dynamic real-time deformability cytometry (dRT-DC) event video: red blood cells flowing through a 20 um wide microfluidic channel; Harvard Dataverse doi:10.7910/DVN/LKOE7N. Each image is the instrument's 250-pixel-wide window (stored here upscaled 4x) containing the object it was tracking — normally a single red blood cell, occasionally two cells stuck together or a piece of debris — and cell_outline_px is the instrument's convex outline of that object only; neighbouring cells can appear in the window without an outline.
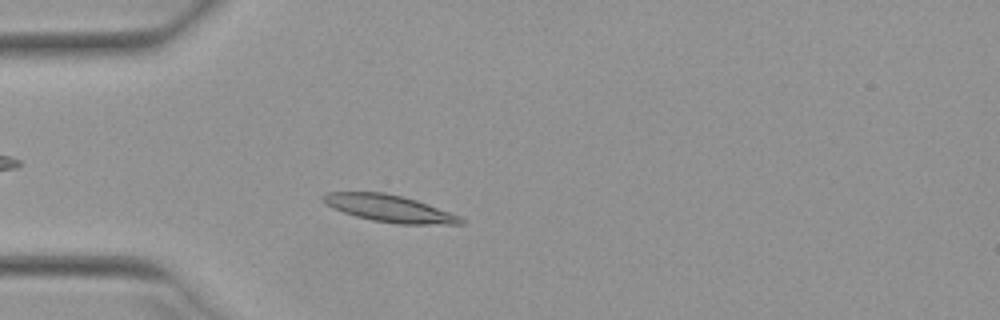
{"species": "Egyptian fruit bat (a non-hibernating species)", "species_latin": "Rousettus aegyptiacus", "temperature_condition": "warm", "stored_images_in_passage": 46, "camera_frame_rate_fps": 3000, "um_per_image_px": 0.085, "animal": {"sex": "female"}, "frame": {"image": 1, "passage_image": 9, "time_ms": 2.667, "image_size_px": [1000, 320], "cell_outline_px": [[464, 224], [396, 224], [372, 220], [356, 216], [332, 208], [324, 204], [320, 200], [320, 196], [328, 192], [384, 192], [416, 200], [460, 216], [464, 220]], "centroid_in_image_um": [33.04, 17.71], "position_along_channel_um": 52.0, "area_um2": 21.62}}
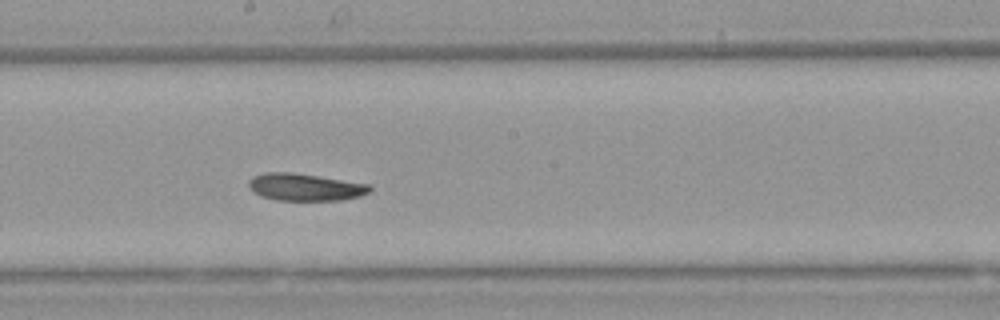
{"frame": {"image": 2, "passage_image": 23, "time_ms": 7.333, "image_size_px": [1000, 320], "cell_outline_px": [[372, 188], [368, 192], [360, 196], [340, 200], [276, 200], [260, 196], [248, 184], [248, 180], [252, 176], [264, 172], [292, 172], [372, 184]], "centroid_in_image_um": [25.95, 15.89], "position_along_channel_um": 222.3, "area_um2": 19.25}}
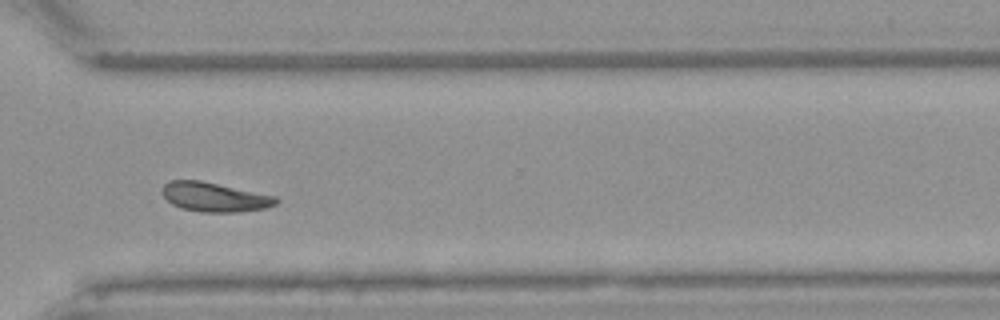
{"frame": {"image": 3, "passage_image": 33, "time_ms": 10.667, "image_size_px": [1000, 320], "cell_outline_px": [[280, 200], [276, 204], [268, 208], [240, 212], [200, 212], [180, 208], [172, 204], [160, 192], [164, 184], [168, 180], [200, 180], [276, 196]], "centroid_in_image_um": [18.24, 16.75], "position_along_channel_um": 352.4, "area_um2": 19.65}}